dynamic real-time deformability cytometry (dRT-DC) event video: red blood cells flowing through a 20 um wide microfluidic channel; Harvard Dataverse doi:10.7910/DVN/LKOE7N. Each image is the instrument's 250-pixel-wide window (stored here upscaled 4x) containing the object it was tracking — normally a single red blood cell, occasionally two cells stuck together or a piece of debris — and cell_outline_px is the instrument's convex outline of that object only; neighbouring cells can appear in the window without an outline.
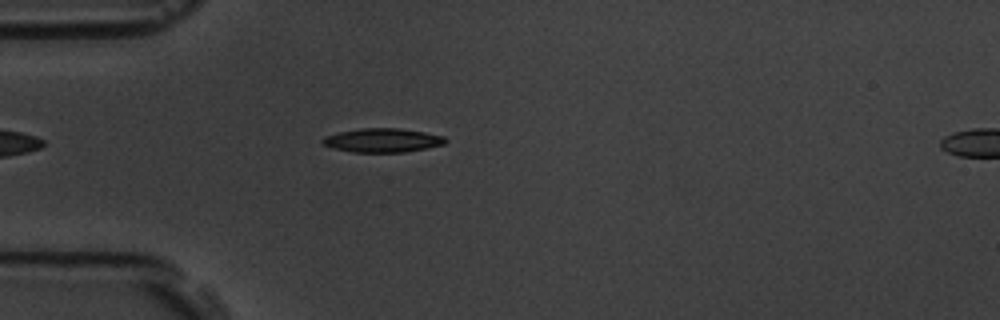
{"species": "common noctule bat (a hibernating species)", "species_latin": "Nyctalus noctula", "temperature_condition": "room temperature", "stored_images_in_passage": 45, "camera_frame_rate_fps": 3000, "um_per_image_px": 0.085, "animal": {"sex": "male", "body_mass_g": 19.5, "forearm_length_mm": 54.6}, "frame": {"image": 1, "passage_image": 7, "time_ms": 2.0, "image_size_px": [1000, 320], "cell_outline_px": [[448, 140], [444, 144], [428, 148], [404, 152], [352, 152], [332, 148], [324, 144], [320, 140], [324, 136], [340, 132], [360, 128], [400, 128], [424, 132], [444, 136]], "centroid_in_image_um": [32.52, 11.92], "position_along_channel_um": 52.5, "area_um2": 17.17}}
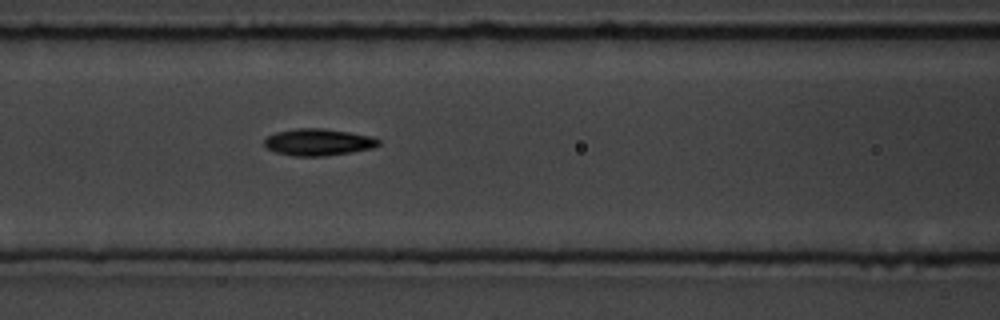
{"frame": {"image": 2, "passage_image": 15, "time_ms": 4.667, "image_size_px": [1000, 320], "cell_outline_px": [[380, 144], [372, 148], [352, 152], [324, 156], [292, 156], [276, 152], [268, 148], [264, 144], [264, 140], [268, 136], [276, 132], [296, 128], [324, 128], [372, 136], [380, 140]], "centroid_in_image_um": [27.06, 12.08], "position_along_channel_um": 139.5, "area_um2": 17.86}}
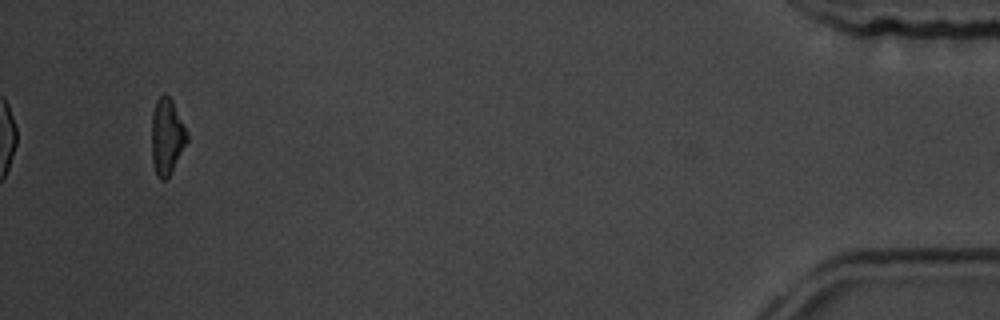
{"frame": {"image": 3, "passage_image": 45, "time_ms": 14.667, "image_size_px": [1000, 320], "cell_outline_px": [[188, 140], [172, 172], [164, 180], [160, 180], [156, 176], [152, 160], [152, 112], [156, 100], [164, 92], [172, 100], [188, 132]], "centroid_in_image_um": [14.18, 11.61], "position_along_channel_um": 421.0, "area_um2": 15.84}, "authors_computed_cell_mechanics": {"area_um2": 16.9354, "velocity_mm_per_s": 3.6152, "shape_relaxation_time_tau1_ms": 2.8611, "shape_relaxation_time_tau2_ms": 4.8764, "deformation_change_tau1": 0.1316, "deformation_change_tau2": 0.1201}}